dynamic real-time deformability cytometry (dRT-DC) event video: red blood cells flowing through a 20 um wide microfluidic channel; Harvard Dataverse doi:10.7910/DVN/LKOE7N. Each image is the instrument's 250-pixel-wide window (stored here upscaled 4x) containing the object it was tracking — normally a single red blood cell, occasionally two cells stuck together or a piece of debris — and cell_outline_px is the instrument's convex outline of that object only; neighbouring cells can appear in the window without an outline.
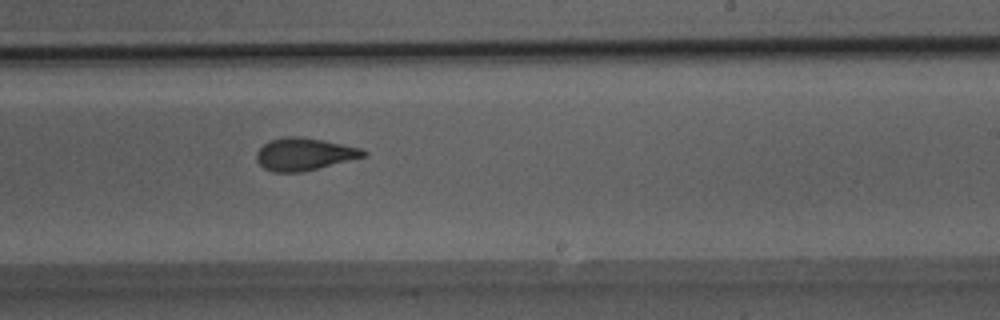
{"species": "Egyptian fruit bat (a non-hibernating species)", "species_latin": "Rousettus aegyptiacus", "temperature_condition": "room temperature", "stored_images_in_passage": 19, "camera_frame_rate_fps": 3000, "um_per_image_px": 0.085, "animal": {"sex": "male"}, "frame": {"image": 1, "passage_image": 16, "time_ms": 5.0, "image_size_px": [1000, 320], "cell_outline_px": [[368, 156], [300, 172], [272, 172], [264, 168], [256, 160], [256, 152], [268, 140], [284, 136], [300, 136], [324, 140], [360, 148], [368, 152]], "centroid_in_image_um": [25.85, 13.09], "position_along_channel_um": 263.2, "area_um2": 20.29}}
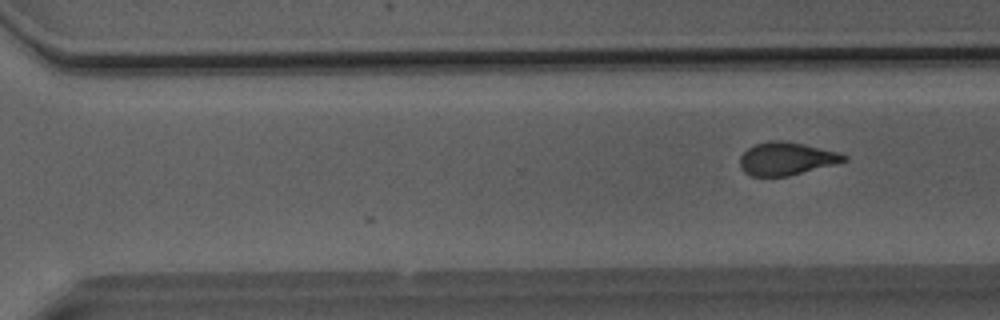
{"frame": {"image": 2, "passage_image": 19, "time_ms": 6.0, "image_size_px": [1000, 320], "cell_outline_px": [[848, 160], [788, 176], [752, 176], [744, 172], [740, 168], [740, 156], [748, 148], [756, 144], [772, 140], [784, 140], [804, 144], [836, 152], [848, 156]], "centroid_in_image_um": [66.81, 13.48], "position_along_channel_um": 303.8, "area_um2": 19.71}}